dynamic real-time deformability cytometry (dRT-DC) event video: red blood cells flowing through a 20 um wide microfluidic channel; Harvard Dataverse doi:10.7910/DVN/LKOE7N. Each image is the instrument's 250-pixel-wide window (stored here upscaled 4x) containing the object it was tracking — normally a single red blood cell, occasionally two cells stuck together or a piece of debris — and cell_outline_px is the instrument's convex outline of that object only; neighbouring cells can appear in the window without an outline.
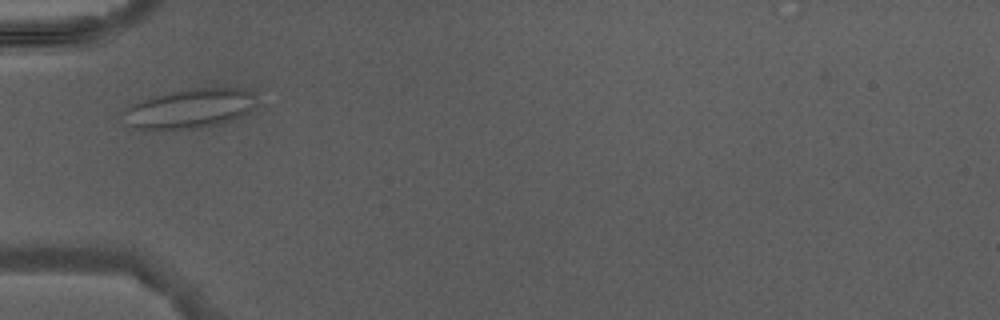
{"species": "Egyptian fruit bat (a non-hibernating species)", "species_latin": "Rousettus aegyptiacus", "temperature_condition": "warm", "stored_images_in_passage": 2, "camera_frame_rate_fps": 3000, "um_per_image_px": 0.085, "animal": {"sex": "male"}, "frame": {"image": 1, "passage_image": 2, "time_ms": 1.0, "image_size_px": [1000, 320], "cell_outline_px": [[256, 104], [248, 112], [240, 116], [216, 124], [200, 128], [132, 128], [128, 124], [124, 112], [132, 104], [144, 100], [172, 92], [196, 88], [244, 88], [256, 92]], "centroid_in_image_um": [16.24, 9.21], "position_along_channel_um": 68.8, "area_um2": 29.71}}